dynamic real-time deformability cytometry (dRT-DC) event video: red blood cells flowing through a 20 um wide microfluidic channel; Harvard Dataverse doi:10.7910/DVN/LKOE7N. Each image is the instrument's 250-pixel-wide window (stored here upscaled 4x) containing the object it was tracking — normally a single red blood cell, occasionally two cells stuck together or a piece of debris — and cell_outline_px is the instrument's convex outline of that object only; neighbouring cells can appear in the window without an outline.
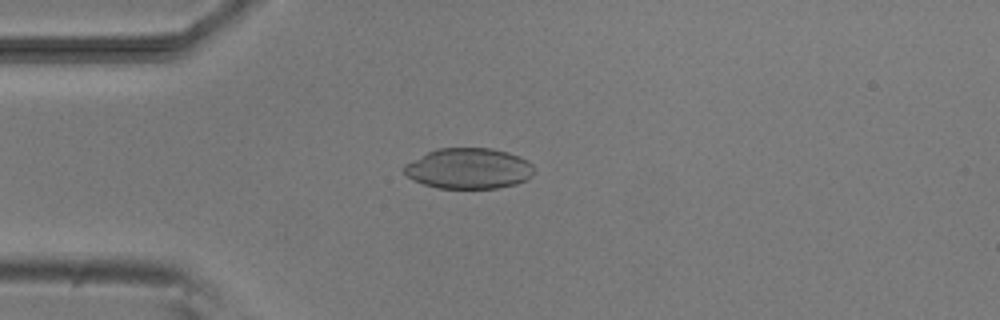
{"species": "common noctule bat (a hibernating species)", "species_latin": "Nyctalus noctula", "temperature_condition": "room temperature", "stored_images_in_passage": 43, "camera_frame_rate_fps": 3000, "um_per_image_px": 0.085, "animal": {"sex": "male", "body_mass_g": 20.5, "forearm_length_mm": 52.5}, "frame": {"image": 1, "passage_image": 9, "time_ms": 2.667, "image_size_px": [1000, 320], "cell_outline_px": [[536, 172], [528, 180], [516, 184], [496, 188], [436, 188], [412, 180], [404, 172], [404, 164], [436, 148], [492, 148], [508, 152], [520, 156], [528, 160], [536, 168]], "centroid_in_image_um": [39.89, 14.32], "position_along_channel_um": 45.1, "area_um2": 31.15}}
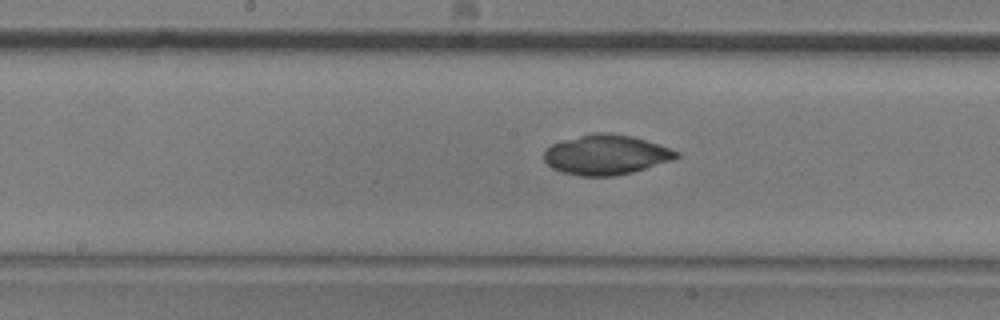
{"frame": {"image": 2, "passage_image": 22, "time_ms": 7.0, "image_size_px": [1000, 320], "cell_outline_px": [[680, 156], [676, 160], [632, 172], [612, 176], [580, 176], [560, 172], [552, 168], [544, 160], [544, 152], [552, 144], [564, 140], [592, 132], [612, 132], [632, 136], [680, 152]], "centroid_in_image_um": [51.53, 13.16], "position_along_channel_um": 196.7, "area_um2": 30.87}}
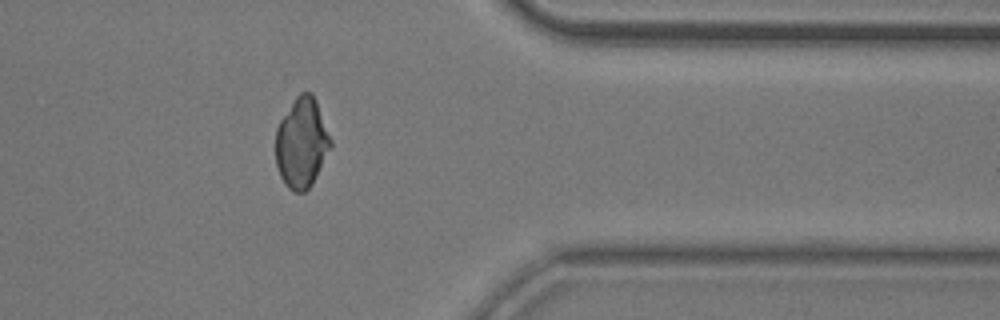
{"frame": {"image": 3, "passage_image": 38, "time_ms": 12.333, "image_size_px": [1000, 320], "cell_outline_px": [[332, 148], [312, 184], [304, 192], [296, 192], [288, 188], [284, 184], [280, 176], [276, 164], [276, 128], [280, 120], [296, 96], [300, 92], [312, 92], [316, 100], [332, 140]], "centroid_in_image_um": [25.66, 12.15], "position_along_channel_um": 385.7, "area_um2": 29.02}}